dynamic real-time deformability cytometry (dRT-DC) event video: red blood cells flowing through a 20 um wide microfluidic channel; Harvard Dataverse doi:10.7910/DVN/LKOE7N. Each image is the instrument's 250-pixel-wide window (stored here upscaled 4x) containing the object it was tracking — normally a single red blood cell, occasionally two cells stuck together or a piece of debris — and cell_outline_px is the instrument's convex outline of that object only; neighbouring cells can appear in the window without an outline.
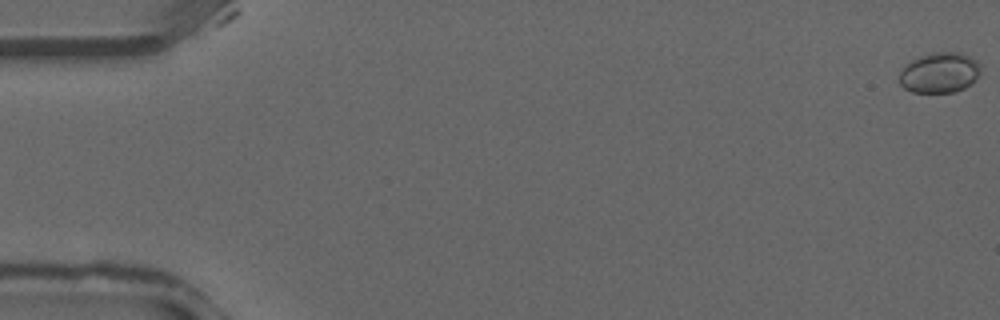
{"species": "common noctule bat (a hibernating species)", "species_latin": "Nyctalus noctula", "temperature_condition": "warm", "stored_images_in_passage": 38, "camera_frame_rate_fps": 3000, "um_per_image_px": 0.085, "animal": {"sex": "male", "forearm_length_mm": 52.5}, "frame": {"image": 1, "passage_image": 1, "time_ms": 0.0, "image_size_px": [1000, 320], "cell_outline_px": [[980, 72], [972, 84], [956, 92], [912, 92], [904, 88], [900, 84], [900, 72], [904, 64], [920, 56], [932, 52], [960, 52], [976, 60], [980, 64]], "centroid_in_image_um": [79.86, 6.17], "position_along_channel_um": 5.1, "area_um2": 19.25}}
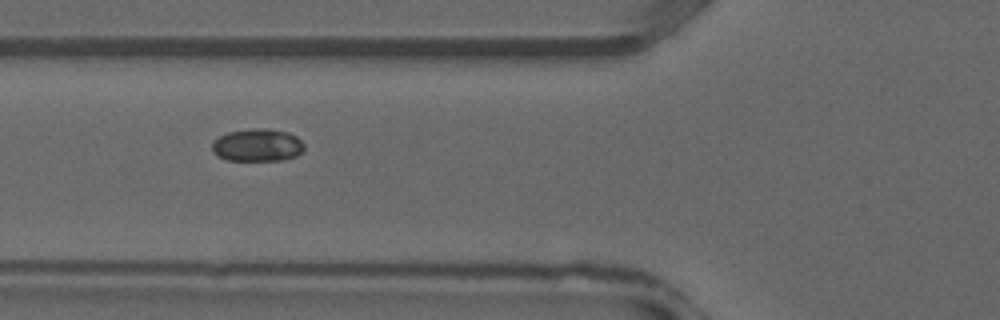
{"frame": {"image": 2, "passage_image": 15, "time_ms": 4.667, "image_size_px": [1000, 320], "cell_outline_px": [[304, 148], [296, 156], [284, 160], [228, 160], [216, 156], [212, 152], [212, 144], [220, 136], [228, 132], [252, 128], [268, 128], [288, 132], [296, 136], [304, 144]], "centroid_in_image_um": [21.88, 12.33], "position_along_channel_um": 103.9, "area_um2": 17.57}}
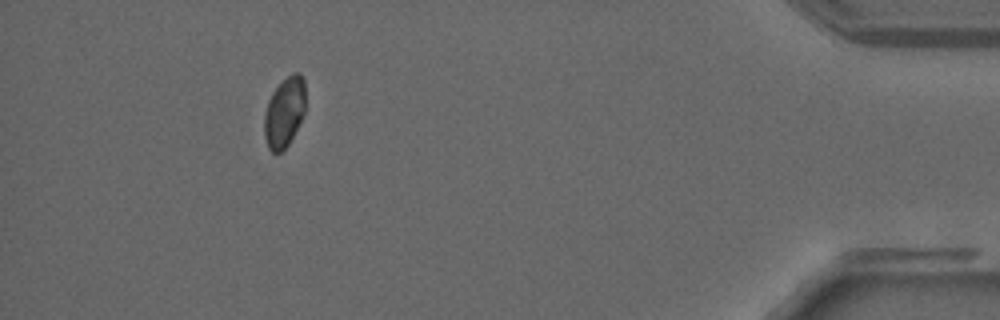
{"frame": {"image": 3, "passage_image": 35, "time_ms": 11.333, "image_size_px": [1000, 320], "cell_outline_px": [[304, 112], [288, 144], [280, 152], [272, 152], [268, 148], [264, 136], [264, 112], [268, 100], [272, 92], [292, 72], [300, 72], [304, 80]], "centroid_in_image_um": [24.14, 9.52], "position_along_channel_um": 411.1, "area_um2": 16.53}}